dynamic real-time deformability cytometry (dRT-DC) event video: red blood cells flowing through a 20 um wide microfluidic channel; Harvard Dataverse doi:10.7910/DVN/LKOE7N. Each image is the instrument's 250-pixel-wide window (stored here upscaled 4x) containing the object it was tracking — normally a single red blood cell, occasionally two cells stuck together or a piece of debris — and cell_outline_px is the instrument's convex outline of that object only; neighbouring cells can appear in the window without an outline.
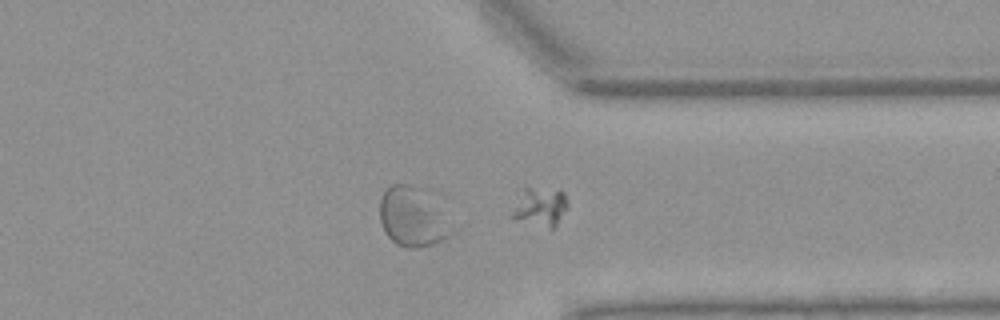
{"species": "Egyptian fruit bat (a non-hibernating species)", "species_latin": "Rousettus aegyptiacus", "temperature_condition": "warm", "stored_images_in_passage": 40, "camera_frame_rate_fps": 3000, "um_per_image_px": 0.085, "animal": {"sex": "female"}, "frame": {"image": 1, "passage_image": 40, "time_ms": 13.0, "image_size_px": [1000, 320], "cell_outline_px": [[568, 208], [552, 228], [512, 216], [512, 212], [524, 188], [532, 188], [564, 192], [568, 204]], "centroid_in_image_um": [45.98, 17.55], "position_along_channel_um": 365.4, "area_um2": 11.5}, "authors_computed_cell_mechanics": {"area_um2": 24.3916, "velocity_mm_per_s": 3.8293, "shape_relaxation_time_tau1_ms": null, "shape_relaxation_time_tau2_ms": 2.0024, "deformation_change_tau1": null, "deformation_change_tau2": 0.0752}}